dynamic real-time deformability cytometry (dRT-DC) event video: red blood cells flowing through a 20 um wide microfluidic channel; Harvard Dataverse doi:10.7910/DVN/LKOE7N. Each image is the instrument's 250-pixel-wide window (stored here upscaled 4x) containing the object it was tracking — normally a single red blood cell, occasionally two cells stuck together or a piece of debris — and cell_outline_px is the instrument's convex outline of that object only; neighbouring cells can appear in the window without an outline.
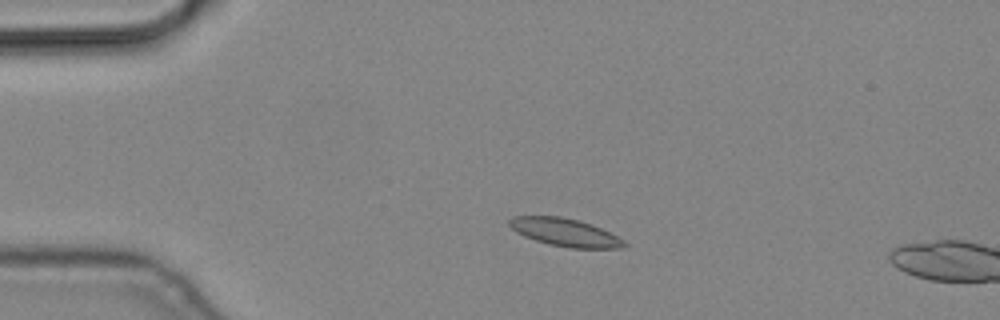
{"species": "common noctule bat (a hibernating species)", "species_latin": "Nyctalus noctula", "temperature_condition": "cold", "stored_images_in_passage": 4, "camera_frame_rate_fps": 3000, "um_per_image_px": 0.085, "animal": {"sex": "male", "body_mass_g": 19.2, "forearm_length_mm": 51.8}, "frame": {"image": 1, "passage_image": 3, "time_ms": 0.667, "image_size_px": [1000, 320], "cell_outline_px": [[628, 244], [620, 248], [568, 248], [548, 244], [524, 236], [516, 232], [508, 224], [508, 220], [512, 216], [560, 216], [580, 220], [592, 224], [624, 240]], "centroid_in_image_um": [48.0, 19.74], "position_along_channel_um": 37.0, "area_um2": 18.67}}